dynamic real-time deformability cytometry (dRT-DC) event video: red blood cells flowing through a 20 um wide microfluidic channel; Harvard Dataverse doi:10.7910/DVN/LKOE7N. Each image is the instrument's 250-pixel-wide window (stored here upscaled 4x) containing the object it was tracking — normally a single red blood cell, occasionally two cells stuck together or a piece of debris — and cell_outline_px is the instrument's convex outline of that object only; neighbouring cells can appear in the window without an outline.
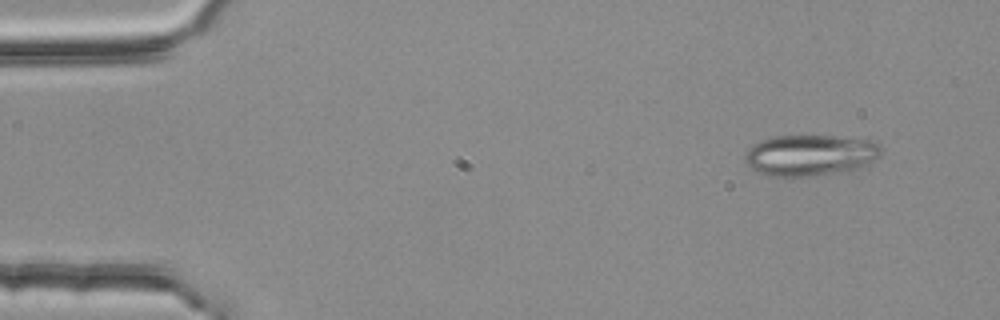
{"species": "common noctule bat (a hibernating species)", "species_latin": "Nyctalus noctula", "temperature_condition": "room temperature", "stored_images_in_passage": 3, "camera_frame_rate_fps": 3000, "um_per_image_px": 0.085, "animal": {"sex": "female", "body_mass_g": 25.1}, "frame": {"image": 1, "passage_image": 1, "time_ms": 0.0, "image_size_px": [1000, 320], "cell_outline_px": [[880, 156], [868, 164], [848, 172], [808, 176], [768, 176], [756, 172], [744, 160], [744, 156], [748, 148], [752, 144], [760, 140], [776, 136], [832, 136], [868, 140], [880, 144]], "centroid_in_image_um": [68.84, 13.2], "position_along_channel_um": 16.2, "area_um2": 32.77}}